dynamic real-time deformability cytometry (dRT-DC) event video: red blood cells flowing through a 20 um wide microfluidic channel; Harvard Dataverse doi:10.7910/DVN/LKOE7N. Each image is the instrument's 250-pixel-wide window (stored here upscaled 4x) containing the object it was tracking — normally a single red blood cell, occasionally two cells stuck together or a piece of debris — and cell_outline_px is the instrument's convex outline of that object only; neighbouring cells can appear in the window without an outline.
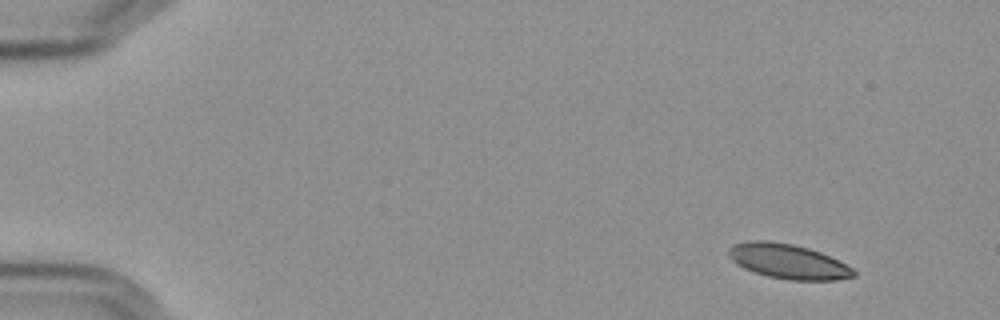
{"species": "Egyptian fruit bat (a non-hibernating species)", "species_latin": "Rousettus aegyptiacus", "temperature_condition": "cold", "stored_images_in_passage": 53, "camera_frame_rate_fps": 3000, "um_per_image_px": 0.085, "frame": {"image": 1, "passage_image": 1, "time_ms": 0.0, "image_size_px": [1000, 320], "cell_outline_px": [[856, 276], [836, 280], [788, 280], [768, 276], [744, 268], [736, 264], [732, 260], [728, 252], [728, 248], [732, 244], [748, 240], [764, 240], [792, 244], [808, 248], [820, 252], [852, 268], [856, 272]], "centroid_in_image_um": [66.95, 22.21], "position_along_channel_um": 18.0, "area_um2": 25.14}}
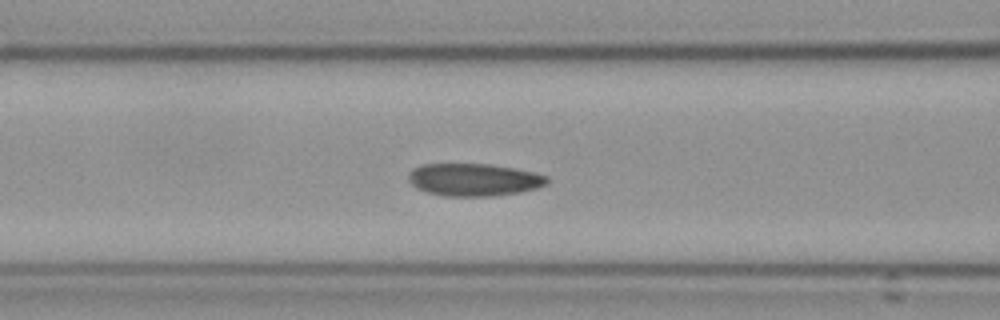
{"frame": {"image": 2, "passage_image": 20, "time_ms": 6.333, "image_size_px": [1000, 320], "cell_outline_px": [[548, 184], [536, 188], [520, 192], [492, 196], [444, 196], [428, 192], [416, 188], [408, 180], [408, 172], [412, 168], [424, 164], [488, 164], [512, 168], [532, 172], [548, 176]], "centroid_in_image_um": [40.25, 15.28], "position_along_channel_um": 126.3, "area_um2": 26.24}}
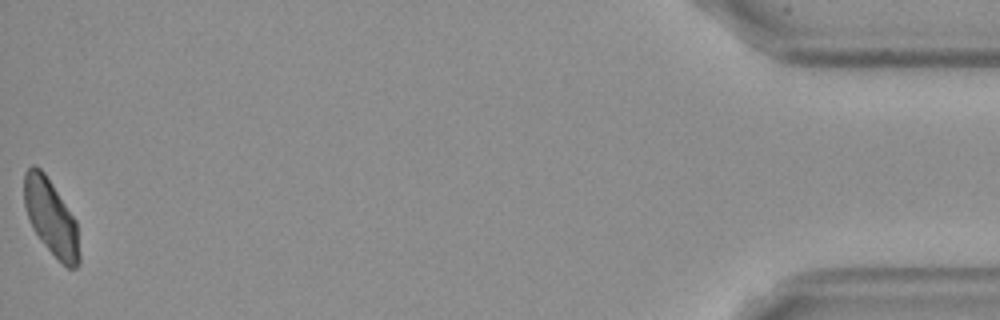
{"frame": {"image": 3, "passage_image": 53, "time_ms": 17.333, "image_size_px": [1000, 320], "cell_outline_px": [[80, 264], [76, 268], [68, 268], [48, 248], [36, 232], [28, 216], [24, 204], [24, 172], [32, 164], [40, 168], [44, 172], [76, 220], [80, 252]], "centroid_in_image_um": [4.35, 18.46], "position_along_channel_um": 430.8, "area_um2": 23.93}, "authors_computed_cell_mechanics": {"area_um2": 25.7788, "velocity_mm_per_s": 3.5719, "shape_relaxation_time_tau1_ms": null, "shape_relaxation_time_tau2_ms": 3.9942, "deformation_change_tau1": null, "deformation_change_tau2": 0.0832}}